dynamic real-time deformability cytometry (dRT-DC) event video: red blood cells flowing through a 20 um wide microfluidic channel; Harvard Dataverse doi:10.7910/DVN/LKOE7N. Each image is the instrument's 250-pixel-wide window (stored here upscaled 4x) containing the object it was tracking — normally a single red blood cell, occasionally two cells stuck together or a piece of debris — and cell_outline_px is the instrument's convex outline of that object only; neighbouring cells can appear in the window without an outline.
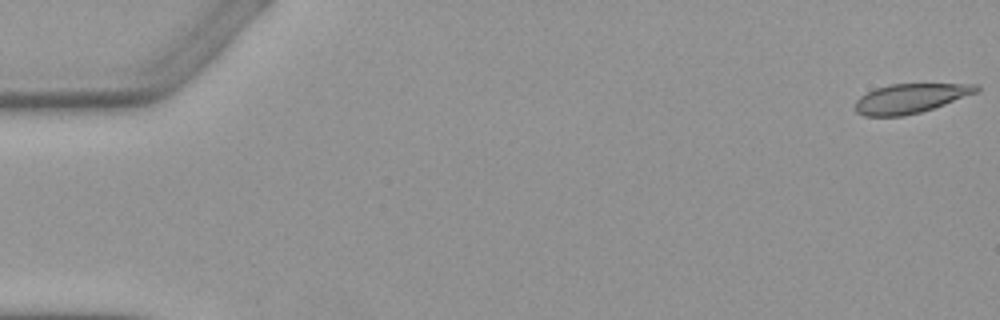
{"species": "Egyptian fruit bat (a non-hibernating species)", "species_latin": "Rousettus aegyptiacus", "temperature_condition": "warm", "stored_images_in_passage": 5, "camera_frame_rate_fps": 3000, "um_per_image_px": 0.085, "animal": {"sex": "female"}, "frame": {"image": 1, "passage_image": 1, "time_ms": 0.0, "image_size_px": [1000, 320], "cell_outline_px": [[980, 92], [920, 112], [904, 116], [864, 116], [856, 112], [852, 108], [856, 100], [860, 96], [876, 88], [888, 84], [980, 84]], "centroid_in_image_um": [77.37, 8.36], "position_along_channel_um": 7.6, "area_um2": 20.92}}